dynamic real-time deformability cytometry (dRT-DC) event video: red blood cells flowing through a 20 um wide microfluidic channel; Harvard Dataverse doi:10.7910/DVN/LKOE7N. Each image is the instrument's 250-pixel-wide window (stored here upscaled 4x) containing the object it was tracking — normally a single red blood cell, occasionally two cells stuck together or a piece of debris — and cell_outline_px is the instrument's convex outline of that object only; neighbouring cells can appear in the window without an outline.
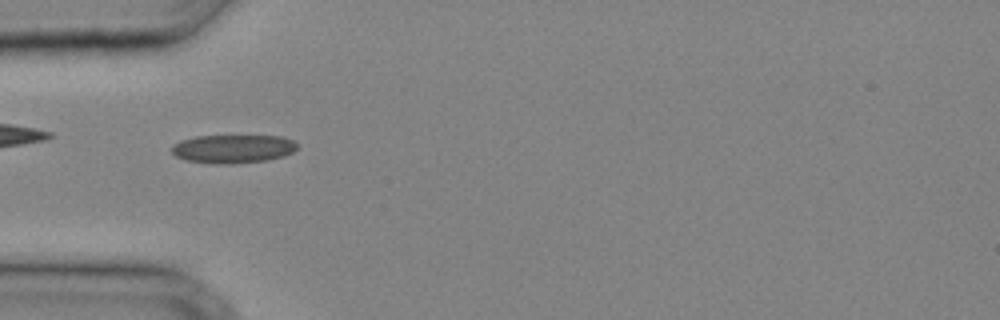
{"species": "common noctule bat (a hibernating species)", "species_latin": "Nyctalus noctula", "temperature_condition": "cold", "stored_images_in_passage": 31, "camera_frame_rate_fps": 3000, "um_per_image_px": 0.085, "animal": {"sex": "male", "body_mass_g": 20.4}, "frame": {"image": 1, "passage_image": 10, "time_ms": 3.0, "image_size_px": [1000, 320], "cell_outline_px": [[300, 148], [284, 156], [268, 160], [232, 164], [212, 164], [188, 160], [176, 156], [172, 152], [172, 144], [180, 140], [196, 136], [280, 136], [296, 140]], "centroid_in_image_um": [19.85, 12.65], "position_along_channel_um": 65.1, "area_um2": 21.1}}